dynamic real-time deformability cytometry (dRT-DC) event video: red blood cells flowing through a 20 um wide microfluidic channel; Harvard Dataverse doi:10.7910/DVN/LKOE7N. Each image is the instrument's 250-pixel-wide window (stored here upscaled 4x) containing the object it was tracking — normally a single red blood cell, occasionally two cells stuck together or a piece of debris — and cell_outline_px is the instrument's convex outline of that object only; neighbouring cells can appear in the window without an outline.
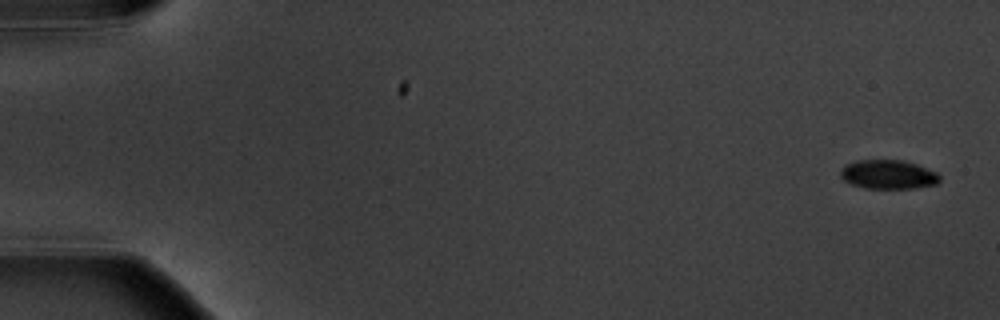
{"species": "common noctule bat (a hibernating species)", "species_latin": "Nyctalus noctula", "temperature_condition": "warm", "stored_images_in_passage": 9, "camera_frame_rate_fps": 3000, "um_per_image_px": 0.085, "animal": {"sex": "male", "body_mass_g": 20.1, "forearm_length_mm": 53.5}, "frame": {"image": 1, "passage_image": 1, "time_ms": 0.0, "image_size_px": [1000, 320], "cell_outline_px": [[940, 180], [936, 184], [916, 188], [864, 188], [852, 184], [844, 180], [840, 176], [840, 172], [844, 164], [856, 160], [904, 160], [916, 164], [936, 172], [940, 176]], "centroid_in_image_um": [75.48, 14.82], "position_along_channel_um": 9.5, "area_um2": 16.82}}
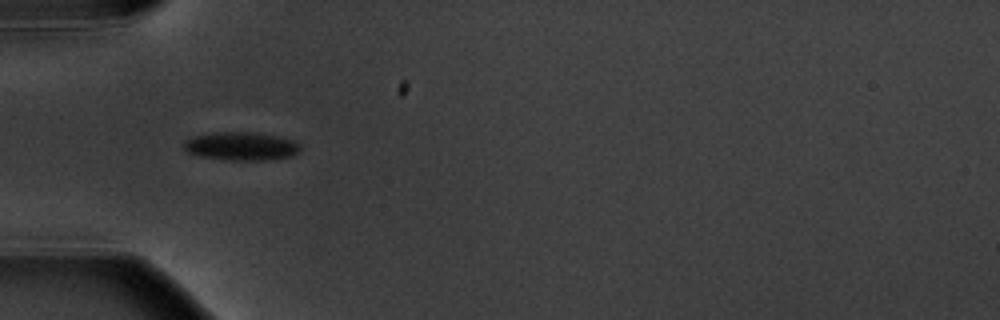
{"frame": {"image": 2, "passage_image": 6, "time_ms": 5.667, "image_size_px": [1000, 320], "cell_outline_px": [[300, 148], [292, 156], [264, 160], [228, 160], [196, 156], [188, 152], [184, 148], [184, 140], [196, 136], [220, 132], [256, 132], [292, 140], [300, 144]], "centroid_in_image_um": [20.47, 12.43], "position_along_channel_um": 64.5, "area_um2": 19.02}}
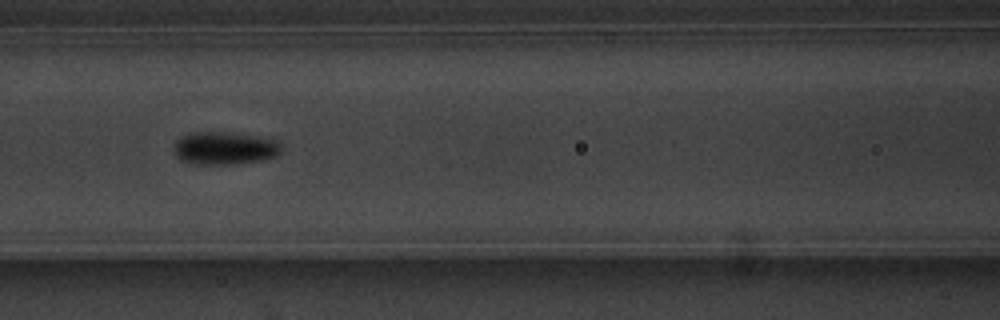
{"frame": {"image": 3, "passage_image": 8, "time_ms": 8.0, "image_size_px": [1000, 320], "cell_outline_px": [[284, 148], [276, 156], [264, 160], [236, 164], [196, 164], [180, 160], [176, 156], [176, 140], [180, 136], [192, 132], [224, 132], [260, 136], [276, 140]], "centroid_in_image_um": [19.13, 12.59], "position_along_channel_um": 147.5, "area_um2": 20.69}}